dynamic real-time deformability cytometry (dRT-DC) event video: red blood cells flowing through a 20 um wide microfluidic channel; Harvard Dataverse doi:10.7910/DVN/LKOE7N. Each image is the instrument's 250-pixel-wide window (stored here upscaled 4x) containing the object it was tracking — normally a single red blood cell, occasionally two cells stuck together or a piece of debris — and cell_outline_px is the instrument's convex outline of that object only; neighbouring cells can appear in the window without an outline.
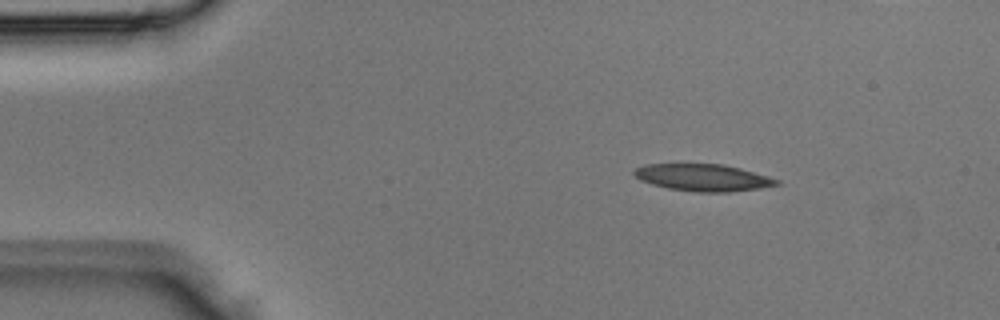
{"species": "Egyptian fruit bat (a non-hibernating species)", "species_latin": "Rousettus aegyptiacus", "temperature_condition": "room temperature", "stored_images_in_passage": 3, "camera_frame_rate_fps": 3000, "um_per_image_px": 0.085, "animal": {"sex": "male"}, "frame": {"image": 1, "passage_image": 1, "time_ms": 0.0, "image_size_px": [1000, 320], "cell_outline_px": [[780, 184], [760, 188], [728, 192], [696, 192], [668, 188], [652, 184], [640, 180], [632, 172], [636, 168], [644, 164], [724, 164], [740, 168], [768, 176], [780, 180]], "centroid_in_image_um": [59.76, 15.09], "position_along_channel_um": 25.2, "area_um2": 22.37}}